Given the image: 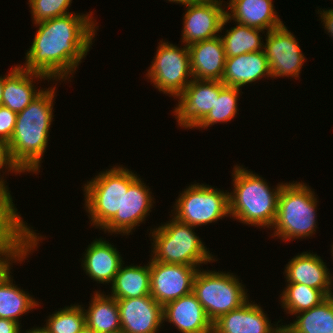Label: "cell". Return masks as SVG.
<instances>
[{
  "mask_svg": "<svg viewBox=\"0 0 333 333\" xmlns=\"http://www.w3.org/2000/svg\"><path fill=\"white\" fill-rule=\"evenodd\" d=\"M3 86H4V76L0 75V105H2Z\"/></svg>",
  "mask_w": 333,
  "mask_h": 333,
  "instance_id": "obj_43",
  "label": "cell"
},
{
  "mask_svg": "<svg viewBox=\"0 0 333 333\" xmlns=\"http://www.w3.org/2000/svg\"><path fill=\"white\" fill-rule=\"evenodd\" d=\"M223 3V0H197L184 5L182 45L189 46L222 33L225 25L231 22L226 16V4Z\"/></svg>",
  "mask_w": 333,
  "mask_h": 333,
  "instance_id": "obj_10",
  "label": "cell"
},
{
  "mask_svg": "<svg viewBox=\"0 0 333 333\" xmlns=\"http://www.w3.org/2000/svg\"><path fill=\"white\" fill-rule=\"evenodd\" d=\"M279 295L281 307L287 314L295 315L311 309L327 298V295L316 288L299 283H286Z\"/></svg>",
  "mask_w": 333,
  "mask_h": 333,
  "instance_id": "obj_30",
  "label": "cell"
},
{
  "mask_svg": "<svg viewBox=\"0 0 333 333\" xmlns=\"http://www.w3.org/2000/svg\"><path fill=\"white\" fill-rule=\"evenodd\" d=\"M160 40L146 78L159 92L177 98L193 80L188 46Z\"/></svg>",
  "mask_w": 333,
  "mask_h": 333,
  "instance_id": "obj_9",
  "label": "cell"
},
{
  "mask_svg": "<svg viewBox=\"0 0 333 333\" xmlns=\"http://www.w3.org/2000/svg\"><path fill=\"white\" fill-rule=\"evenodd\" d=\"M225 4L226 16L240 25L268 32L284 24L274 8L273 0H229Z\"/></svg>",
  "mask_w": 333,
  "mask_h": 333,
  "instance_id": "obj_20",
  "label": "cell"
},
{
  "mask_svg": "<svg viewBox=\"0 0 333 333\" xmlns=\"http://www.w3.org/2000/svg\"><path fill=\"white\" fill-rule=\"evenodd\" d=\"M234 274L199 268L195 275L192 293L212 323L249 300L242 280L240 282V278Z\"/></svg>",
  "mask_w": 333,
  "mask_h": 333,
  "instance_id": "obj_7",
  "label": "cell"
},
{
  "mask_svg": "<svg viewBox=\"0 0 333 333\" xmlns=\"http://www.w3.org/2000/svg\"><path fill=\"white\" fill-rule=\"evenodd\" d=\"M170 218L165 224L152 230L150 228V241L153 239L150 254L154 261L197 267L217 261L195 233V227L182 223L173 216Z\"/></svg>",
  "mask_w": 333,
  "mask_h": 333,
  "instance_id": "obj_6",
  "label": "cell"
},
{
  "mask_svg": "<svg viewBox=\"0 0 333 333\" xmlns=\"http://www.w3.org/2000/svg\"><path fill=\"white\" fill-rule=\"evenodd\" d=\"M172 323L180 333H213V323L193 293L163 306V322Z\"/></svg>",
  "mask_w": 333,
  "mask_h": 333,
  "instance_id": "obj_16",
  "label": "cell"
},
{
  "mask_svg": "<svg viewBox=\"0 0 333 333\" xmlns=\"http://www.w3.org/2000/svg\"><path fill=\"white\" fill-rule=\"evenodd\" d=\"M274 333H280V324H279L277 330Z\"/></svg>",
  "mask_w": 333,
  "mask_h": 333,
  "instance_id": "obj_48",
  "label": "cell"
},
{
  "mask_svg": "<svg viewBox=\"0 0 333 333\" xmlns=\"http://www.w3.org/2000/svg\"><path fill=\"white\" fill-rule=\"evenodd\" d=\"M225 85L218 80L193 79L176 98L178 103L173 109L177 125L194 129L211 111Z\"/></svg>",
  "mask_w": 333,
  "mask_h": 333,
  "instance_id": "obj_12",
  "label": "cell"
},
{
  "mask_svg": "<svg viewBox=\"0 0 333 333\" xmlns=\"http://www.w3.org/2000/svg\"><path fill=\"white\" fill-rule=\"evenodd\" d=\"M100 237L93 240L83 252L81 266L85 274L99 284H111L125 262L118 249Z\"/></svg>",
  "mask_w": 333,
  "mask_h": 333,
  "instance_id": "obj_17",
  "label": "cell"
},
{
  "mask_svg": "<svg viewBox=\"0 0 333 333\" xmlns=\"http://www.w3.org/2000/svg\"><path fill=\"white\" fill-rule=\"evenodd\" d=\"M225 31V34H220V37L224 44L226 57H236L245 53L258 52L264 48L262 34L264 33L265 35L266 31L238 23Z\"/></svg>",
  "mask_w": 333,
  "mask_h": 333,
  "instance_id": "obj_27",
  "label": "cell"
},
{
  "mask_svg": "<svg viewBox=\"0 0 333 333\" xmlns=\"http://www.w3.org/2000/svg\"><path fill=\"white\" fill-rule=\"evenodd\" d=\"M295 316L287 325L296 333H333V305L328 298Z\"/></svg>",
  "mask_w": 333,
  "mask_h": 333,
  "instance_id": "obj_29",
  "label": "cell"
},
{
  "mask_svg": "<svg viewBox=\"0 0 333 333\" xmlns=\"http://www.w3.org/2000/svg\"><path fill=\"white\" fill-rule=\"evenodd\" d=\"M13 281L11 277L0 285V318L10 319L21 325V316L39 307L40 302Z\"/></svg>",
  "mask_w": 333,
  "mask_h": 333,
  "instance_id": "obj_26",
  "label": "cell"
},
{
  "mask_svg": "<svg viewBox=\"0 0 333 333\" xmlns=\"http://www.w3.org/2000/svg\"><path fill=\"white\" fill-rule=\"evenodd\" d=\"M271 78L270 66L263 50L236 57H226L225 70L221 82L225 86L242 87Z\"/></svg>",
  "mask_w": 333,
  "mask_h": 333,
  "instance_id": "obj_22",
  "label": "cell"
},
{
  "mask_svg": "<svg viewBox=\"0 0 333 333\" xmlns=\"http://www.w3.org/2000/svg\"><path fill=\"white\" fill-rule=\"evenodd\" d=\"M244 167L236 164L231 172L233 189L229 192L230 219L270 229L277 214L278 196L285 183L271 188L266 179Z\"/></svg>",
  "mask_w": 333,
  "mask_h": 333,
  "instance_id": "obj_4",
  "label": "cell"
},
{
  "mask_svg": "<svg viewBox=\"0 0 333 333\" xmlns=\"http://www.w3.org/2000/svg\"><path fill=\"white\" fill-rule=\"evenodd\" d=\"M263 51L268 60L271 79L289 77L298 80L305 55L296 39L286 25L266 32Z\"/></svg>",
  "mask_w": 333,
  "mask_h": 333,
  "instance_id": "obj_11",
  "label": "cell"
},
{
  "mask_svg": "<svg viewBox=\"0 0 333 333\" xmlns=\"http://www.w3.org/2000/svg\"><path fill=\"white\" fill-rule=\"evenodd\" d=\"M267 315L261 305L249 299L240 308L216 320L213 333H274L280 321L273 324Z\"/></svg>",
  "mask_w": 333,
  "mask_h": 333,
  "instance_id": "obj_15",
  "label": "cell"
},
{
  "mask_svg": "<svg viewBox=\"0 0 333 333\" xmlns=\"http://www.w3.org/2000/svg\"><path fill=\"white\" fill-rule=\"evenodd\" d=\"M318 9L317 14H320L321 18V23L324 26L325 31L327 32L326 34L329 35L333 39V8L331 7L330 9Z\"/></svg>",
  "mask_w": 333,
  "mask_h": 333,
  "instance_id": "obj_38",
  "label": "cell"
},
{
  "mask_svg": "<svg viewBox=\"0 0 333 333\" xmlns=\"http://www.w3.org/2000/svg\"><path fill=\"white\" fill-rule=\"evenodd\" d=\"M139 176L125 166L117 165L100 171L84 183V209L89 214L91 226L105 234L122 236L123 194Z\"/></svg>",
  "mask_w": 333,
  "mask_h": 333,
  "instance_id": "obj_3",
  "label": "cell"
},
{
  "mask_svg": "<svg viewBox=\"0 0 333 333\" xmlns=\"http://www.w3.org/2000/svg\"><path fill=\"white\" fill-rule=\"evenodd\" d=\"M80 333H96L93 329L88 328L85 326Z\"/></svg>",
  "mask_w": 333,
  "mask_h": 333,
  "instance_id": "obj_44",
  "label": "cell"
},
{
  "mask_svg": "<svg viewBox=\"0 0 333 333\" xmlns=\"http://www.w3.org/2000/svg\"><path fill=\"white\" fill-rule=\"evenodd\" d=\"M91 303L87 309L83 307L85 313V323L96 333H108L121 330L120 312L117 299L110 295L95 290Z\"/></svg>",
  "mask_w": 333,
  "mask_h": 333,
  "instance_id": "obj_24",
  "label": "cell"
},
{
  "mask_svg": "<svg viewBox=\"0 0 333 333\" xmlns=\"http://www.w3.org/2000/svg\"><path fill=\"white\" fill-rule=\"evenodd\" d=\"M242 89L237 87L224 86L220 92L216 103L208 115L195 127L199 130L208 129L217 123H227L236 118L238 111V100L242 96ZM239 98V99H238Z\"/></svg>",
  "mask_w": 333,
  "mask_h": 333,
  "instance_id": "obj_31",
  "label": "cell"
},
{
  "mask_svg": "<svg viewBox=\"0 0 333 333\" xmlns=\"http://www.w3.org/2000/svg\"><path fill=\"white\" fill-rule=\"evenodd\" d=\"M332 291H333V287L328 292L327 298L331 301V303L333 305V292Z\"/></svg>",
  "mask_w": 333,
  "mask_h": 333,
  "instance_id": "obj_45",
  "label": "cell"
},
{
  "mask_svg": "<svg viewBox=\"0 0 333 333\" xmlns=\"http://www.w3.org/2000/svg\"><path fill=\"white\" fill-rule=\"evenodd\" d=\"M4 168H5L6 174H8V175H9V172L14 173L15 176L23 173L19 169V167L12 161L7 143L0 141V171L2 170V172H3ZM5 172H3L2 175L0 173V186L8 187V185H6L8 183H6V181L4 180V176H3L5 174Z\"/></svg>",
  "mask_w": 333,
  "mask_h": 333,
  "instance_id": "obj_37",
  "label": "cell"
},
{
  "mask_svg": "<svg viewBox=\"0 0 333 333\" xmlns=\"http://www.w3.org/2000/svg\"><path fill=\"white\" fill-rule=\"evenodd\" d=\"M44 326L50 333H80L86 326L85 313L82 305L71 304L58 308L52 315L45 320Z\"/></svg>",
  "mask_w": 333,
  "mask_h": 333,
  "instance_id": "obj_32",
  "label": "cell"
},
{
  "mask_svg": "<svg viewBox=\"0 0 333 333\" xmlns=\"http://www.w3.org/2000/svg\"><path fill=\"white\" fill-rule=\"evenodd\" d=\"M21 328L18 322L0 318V333H23Z\"/></svg>",
  "mask_w": 333,
  "mask_h": 333,
  "instance_id": "obj_39",
  "label": "cell"
},
{
  "mask_svg": "<svg viewBox=\"0 0 333 333\" xmlns=\"http://www.w3.org/2000/svg\"><path fill=\"white\" fill-rule=\"evenodd\" d=\"M175 200L171 216L196 228L230 217L229 191L209 184L195 182L186 186Z\"/></svg>",
  "mask_w": 333,
  "mask_h": 333,
  "instance_id": "obj_8",
  "label": "cell"
},
{
  "mask_svg": "<svg viewBox=\"0 0 333 333\" xmlns=\"http://www.w3.org/2000/svg\"><path fill=\"white\" fill-rule=\"evenodd\" d=\"M72 0H28L33 23L68 15Z\"/></svg>",
  "mask_w": 333,
  "mask_h": 333,
  "instance_id": "obj_33",
  "label": "cell"
},
{
  "mask_svg": "<svg viewBox=\"0 0 333 333\" xmlns=\"http://www.w3.org/2000/svg\"><path fill=\"white\" fill-rule=\"evenodd\" d=\"M44 236L29 227L8 249L0 251V285L12 277L13 263L25 262L26 258L37 249ZM11 273V274H10Z\"/></svg>",
  "mask_w": 333,
  "mask_h": 333,
  "instance_id": "obj_28",
  "label": "cell"
},
{
  "mask_svg": "<svg viewBox=\"0 0 333 333\" xmlns=\"http://www.w3.org/2000/svg\"><path fill=\"white\" fill-rule=\"evenodd\" d=\"M24 333H50V331L43 325V327H33L31 329H27Z\"/></svg>",
  "mask_w": 333,
  "mask_h": 333,
  "instance_id": "obj_40",
  "label": "cell"
},
{
  "mask_svg": "<svg viewBox=\"0 0 333 333\" xmlns=\"http://www.w3.org/2000/svg\"><path fill=\"white\" fill-rule=\"evenodd\" d=\"M330 247H331V250H330V251H331V253H332V254H331V257H333V244H331ZM331 259L333 260V258H331Z\"/></svg>",
  "mask_w": 333,
  "mask_h": 333,
  "instance_id": "obj_46",
  "label": "cell"
},
{
  "mask_svg": "<svg viewBox=\"0 0 333 333\" xmlns=\"http://www.w3.org/2000/svg\"><path fill=\"white\" fill-rule=\"evenodd\" d=\"M166 1L173 2V3H176V4H181V5H187L190 2H194V1H197V0H166Z\"/></svg>",
  "mask_w": 333,
  "mask_h": 333,
  "instance_id": "obj_42",
  "label": "cell"
},
{
  "mask_svg": "<svg viewBox=\"0 0 333 333\" xmlns=\"http://www.w3.org/2000/svg\"><path fill=\"white\" fill-rule=\"evenodd\" d=\"M56 85L55 82L54 87L44 88L23 111L17 113L15 129L7 145L12 161L24 174L32 172L37 175L40 172L54 121Z\"/></svg>",
  "mask_w": 333,
  "mask_h": 333,
  "instance_id": "obj_2",
  "label": "cell"
},
{
  "mask_svg": "<svg viewBox=\"0 0 333 333\" xmlns=\"http://www.w3.org/2000/svg\"><path fill=\"white\" fill-rule=\"evenodd\" d=\"M10 193L8 187L0 186V224H28L17 212Z\"/></svg>",
  "mask_w": 333,
  "mask_h": 333,
  "instance_id": "obj_34",
  "label": "cell"
},
{
  "mask_svg": "<svg viewBox=\"0 0 333 333\" xmlns=\"http://www.w3.org/2000/svg\"><path fill=\"white\" fill-rule=\"evenodd\" d=\"M117 303L123 333H159L164 325L163 306L151 295L117 299Z\"/></svg>",
  "mask_w": 333,
  "mask_h": 333,
  "instance_id": "obj_14",
  "label": "cell"
},
{
  "mask_svg": "<svg viewBox=\"0 0 333 333\" xmlns=\"http://www.w3.org/2000/svg\"><path fill=\"white\" fill-rule=\"evenodd\" d=\"M150 187L138 177L124 191L122 202V235L129 236L150 215L155 201ZM152 195V196H151Z\"/></svg>",
  "mask_w": 333,
  "mask_h": 333,
  "instance_id": "obj_23",
  "label": "cell"
},
{
  "mask_svg": "<svg viewBox=\"0 0 333 333\" xmlns=\"http://www.w3.org/2000/svg\"><path fill=\"white\" fill-rule=\"evenodd\" d=\"M92 13L74 12L36 23L38 30L25 53L24 64L19 66L44 74L52 82L71 81L95 41L99 26Z\"/></svg>",
  "mask_w": 333,
  "mask_h": 333,
  "instance_id": "obj_1",
  "label": "cell"
},
{
  "mask_svg": "<svg viewBox=\"0 0 333 333\" xmlns=\"http://www.w3.org/2000/svg\"><path fill=\"white\" fill-rule=\"evenodd\" d=\"M280 333H296V332L294 330H292L287 324L283 325V322H282L280 324Z\"/></svg>",
  "mask_w": 333,
  "mask_h": 333,
  "instance_id": "obj_41",
  "label": "cell"
},
{
  "mask_svg": "<svg viewBox=\"0 0 333 333\" xmlns=\"http://www.w3.org/2000/svg\"><path fill=\"white\" fill-rule=\"evenodd\" d=\"M43 79L50 81L44 74L26 71L21 66L14 65L4 75L2 106L16 113L23 111L44 90L35 85L37 80Z\"/></svg>",
  "mask_w": 333,
  "mask_h": 333,
  "instance_id": "obj_21",
  "label": "cell"
},
{
  "mask_svg": "<svg viewBox=\"0 0 333 333\" xmlns=\"http://www.w3.org/2000/svg\"><path fill=\"white\" fill-rule=\"evenodd\" d=\"M108 333H123L122 330H117V331H114V332H108Z\"/></svg>",
  "mask_w": 333,
  "mask_h": 333,
  "instance_id": "obj_47",
  "label": "cell"
},
{
  "mask_svg": "<svg viewBox=\"0 0 333 333\" xmlns=\"http://www.w3.org/2000/svg\"><path fill=\"white\" fill-rule=\"evenodd\" d=\"M123 263L113 282L110 284L111 291L108 295L115 299H129L150 295V267L147 265H129ZM125 266V267H124Z\"/></svg>",
  "mask_w": 333,
  "mask_h": 333,
  "instance_id": "obj_25",
  "label": "cell"
},
{
  "mask_svg": "<svg viewBox=\"0 0 333 333\" xmlns=\"http://www.w3.org/2000/svg\"><path fill=\"white\" fill-rule=\"evenodd\" d=\"M17 113L0 105V141L8 143L13 135Z\"/></svg>",
  "mask_w": 333,
  "mask_h": 333,
  "instance_id": "obj_36",
  "label": "cell"
},
{
  "mask_svg": "<svg viewBox=\"0 0 333 333\" xmlns=\"http://www.w3.org/2000/svg\"><path fill=\"white\" fill-rule=\"evenodd\" d=\"M313 189L304 182L293 181L283 185L278 196L275 221L270 236L283 241L312 237L318 228V202Z\"/></svg>",
  "mask_w": 333,
  "mask_h": 333,
  "instance_id": "obj_5",
  "label": "cell"
},
{
  "mask_svg": "<svg viewBox=\"0 0 333 333\" xmlns=\"http://www.w3.org/2000/svg\"><path fill=\"white\" fill-rule=\"evenodd\" d=\"M150 295L159 304L192 293L193 281L200 267L181 264H166L149 258Z\"/></svg>",
  "mask_w": 333,
  "mask_h": 333,
  "instance_id": "obj_13",
  "label": "cell"
},
{
  "mask_svg": "<svg viewBox=\"0 0 333 333\" xmlns=\"http://www.w3.org/2000/svg\"><path fill=\"white\" fill-rule=\"evenodd\" d=\"M287 283H299L322 290L326 295L333 286V274L323 259L310 251L296 254L286 264L283 272Z\"/></svg>",
  "mask_w": 333,
  "mask_h": 333,
  "instance_id": "obj_18",
  "label": "cell"
},
{
  "mask_svg": "<svg viewBox=\"0 0 333 333\" xmlns=\"http://www.w3.org/2000/svg\"><path fill=\"white\" fill-rule=\"evenodd\" d=\"M193 79L221 81L226 63L222 38L216 36L188 46Z\"/></svg>",
  "mask_w": 333,
  "mask_h": 333,
  "instance_id": "obj_19",
  "label": "cell"
},
{
  "mask_svg": "<svg viewBox=\"0 0 333 333\" xmlns=\"http://www.w3.org/2000/svg\"><path fill=\"white\" fill-rule=\"evenodd\" d=\"M29 227L27 224H0V251L8 249Z\"/></svg>",
  "mask_w": 333,
  "mask_h": 333,
  "instance_id": "obj_35",
  "label": "cell"
}]
</instances>
